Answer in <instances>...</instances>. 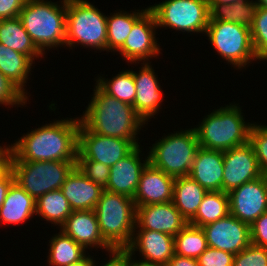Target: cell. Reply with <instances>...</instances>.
Listing matches in <instances>:
<instances>
[{"mask_svg":"<svg viewBox=\"0 0 267 266\" xmlns=\"http://www.w3.org/2000/svg\"><path fill=\"white\" fill-rule=\"evenodd\" d=\"M62 118L14 140L12 161H76L80 116Z\"/></svg>","mask_w":267,"mask_h":266,"instance_id":"1","label":"cell"},{"mask_svg":"<svg viewBox=\"0 0 267 266\" xmlns=\"http://www.w3.org/2000/svg\"><path fill=\"white\" fill-rule=\"evenodd\" d=\"M92 93L83 116L80 115L81 122L91 132L124 140H140V131L146 128V123L133 105L107 95L96 84Z\"/></svg>","mask_w":267,"mask_h":266,"instance_id":"2","label":"cell"},{"mask_svg":"<svg viewBox=\"0 0 267 266\" xmlns=\"http://www.w3.org/2000/svg\"><path fill=\"white\" fill-rule=\"evenodd\" d=\"M66 11L67 0H27L19 13L25 30L44 55L66 47Z\"/></svg>","mask_w":267,"mask_h":266,"instance_id":"3","label":"cell"},{"mask_svg":"<svg viewBox=\"0 0 267 266\" xmlns=\"http://www.w3.org/2000/svg\"><path fill=\"white\" fill-rule=\"evenodd\" d=\"M240 103L229 102L203 116L195 128L200 147L227 151L249 141L253 122H246Z\"/></svg>","mask_w":267,"mask_h":266,"instance_id":"4","label":"cell"},{"mask_svg":"<svg viewBox=\"0 0 267 266\" xmlns=\"http://www.w3.org/2000/svg\"><path fill=\"white\" fill-rule=\"evenodd\" d=\"M79 45L107 52V15L89 0H67L66 49Z\"/></svg>","mask_w":267,"mask_h":266,"instance_id":"5","label":"cell"},{"mask_svg":"<svg viewBox=\"0 0 267 266\" xmlns=\"http://www.w3.org/2000/svg\"><path fill=\"white\" fill-rule=\"evenodd\" d=\"M94 212L104 240L114 249H125L131 242L136 226L134 199L104 190Z\"/></svg>","mask_w":267,"mask_h":266,"instance_id":"6","label":"cell"},{"mask_svg":"<svg viewBox=\"0 0 267 266\" xmlns=\"http://www.w3.org/2000/svg\"><path fill=\"white\" fill-rule=\"evenodd\" d=\"M149 147V163L167 175L188 176L200 144L194 127L173 131ZM166 135V136H165Z\"/></svg>","mask_w":267,"mask_h":266,"instance_id":"7","label":"cell"},{"mask_svg":"<svg viewBox=\"0 0 267 266\" xmlns=\"http://www.w3.org/2000/svg\"><path fill=\"white\" fill-rule=\"evenodd\" d=\"M205 36L226 65L242 70L257 61L248 27L232 22L209 21ZM254 61V62H253Z\"/></svg>","mask_w":267,"mask_h":266,"instance_id":"8","label":"cell"},{"mask_svg":"<svg viewBox=\"0 0 267 266\" xmlns=\"http://www.w3.org/2000/svg\"><path fill=\"white\" fill-rule=\"evenodd\" d=\"M149 9L160 30L173 29L178 33L205 36L210 18L208 0H164L149 5Z\"/></svg>","mask_w":267,"mask_h":266,"instance_id":"9","label":"cell"},{"mask_svg":"<svg viewBox=\"0 0 267 266\" xmlns=\"http://www.w3.org/2000/svg\"><path fill=\"white\" fill-rule=\"evenodd\" d=\"M76 167V161H12L15 182L31 197L61 189L67 176Z\"/></svg>","mask_w":267,"mask_h":266,"instance_id":"10","label":"cell"},{"mask_svg":"<svg viewBox=\"0 0 267 266\" xmlns=\"http://www.w3.org/2000/svg\"><path fill=\"white\" fill-rule=\"evenodd\" d=\"M138 141L96 134L80 122L76 160H92L111 167L141 145Z\"/></svg>","mask_w":267,"mask_h":266,"instance_id":"11","label":"cell"},{"mask_svg":"<svg viewBox=\"0 0 267 266\" xmlns=\"http://www.w3.org/2000/svg\"><path fill=\"white\" fill-rule=\"evenodd\" d=\"M154 13L148 9L133 25L123 46L117 51L129 66V63L151 62L162 54ZM159 42V43H158Z\"/></svg>","mask_w":267,"mask_h":266,"instance_id":"12","label":"cell"},{"mask_svg":"<svg viewBox=\"0 0 267 266\" xmlns=\"http://www.w3.org/2000/svg\"><path fill=\"white\" fill-rule=\"evenodd\" d=\"M152 62L130 63L131 65H139V70H133V79L135 82L136 96L134 99V110L144 120L148 126L152 118L160 113L163 109L162 86L159 83L158 75L155 73Z\"/></svg>","mask_w":267,"mask_h":266,"instance_id":"13","label":"cell"},{"mask_svg":"<svg viewBox=\"0 0 267 266\" xmlns=\"http://www.w3.org/2000/svg\"><path fill=\"white\" fill-rule=\"evenodd\" d=\"M230 214L251 225L267 211V182L263 176L244 183L229 193Z\"/></svg>","mask_w":267,"mask_h":266,"instance_id":"14","label":"cell"},{"mask_svg":"<svg viewBox=\"0 0 267 266\" xmlns=\"http://www.w3.org/2000/svg\"><path fill=\"white\" fill-rule=\"evenodd\" d=\"M223 160V192L229 193L242 184L263 176L254 150L249 142L245 145L223 151Z\"/></svg>","mask_w":267,"mask_h":266,"instance_id":"15","label":"cell"},{"mask_svg":"<svg viewBox=\"0 0 267 266\" xmlns=\"http://www.w3.org/2000/svg\"><path fill=\"white\" fill-rule=\"evenodd\" d=\"M208 247L237 254L250 243V225L228 214L213 223L201 227Z\"/></svg>","mask_w":267,"mask_h":266,"instance_id":"16","label":"cell"},{"mask_svg":"<svg viewBox=\"0 0 267 266\" xmlns=\"http://www.w3.org/2000/svg\"><path fill=\"white\" fill-rule=\"evenodd\" d=\"M140 146L110 167L109 182L104 190L134 198L141 172L149 163L148 152L145 156Z\"/></svg>","mask_w":267,"mask_h":266,"instance_id":"17","label":"cell"},{"mask_svg":"<svg viewBox=\"0 0 267 266\" xmlns=\"http://www.w3.org/2000/svg\"><path fill=\"white\" fill-rule=\"evenodd\" d=\"M187 224L172 201L136 206L135 229L153 230L175 237Z\"/></svg>","mask_w":267,"mask_h":266,"instance_id":"18","label":"cell"},{"mask_svg":"<svg viewBox=\"0 0 267 266\" xmlns=\"http://www.w3.org/2000/svg\"><path fill=\"white\" fill-rule=\"evenodd\" d=\"M59 229L91 253L98 248L107 254L114 250L101 235L94 210L73 211Z\"/></svg>","mask_w":267,"mask_h":266,"instance_id":"19","label":"cell"},{"mask_svg":"<svg viewBox=\"0 0 267 266\" xmlns=\"http://www.w3.org/2000/svg\"><path fill=\"white\" fill-rule=\"evenodd\" d=\"M125 250L141 260L167 264L175 254L174 237L158 231L134 229L132 240Z\"/></svg>","mask_w":267,"mask_h":266,"instance_id":"20","label":"cell"},{"mask_svg":"<svg viewBox=\"0 0 267 266\" xmlns=\"http://www.w3.org/2000/svg\"><path fill=\"white\" fill-rule=\"evenodd\" d=\"M175 178L150 163L142 170L134 196L136 206L171 202Z\"/></svg>","mask_w":267,"mask_h":266,"instance_id":"21","label":"cell"},{"mask_svg":"<svg viewBox=\"0 0 267 266\" xmlns=\"http://www.w3.org/2000/svg\"><path fill=\"white\" fill-rule=\"evenodd\" d=\"M223 174V151L200 147L188 176L207 191H222Z\"/></svg>","mask_w":267,"mask_h":266,"instance_id":"22","label":"cell"},{"mask_svg":"<svg viewBox=\"0 0 267 266\" xmlns=\"http://www.w3.org/2000/svg\"><path fill=\"white\" fill-rule=\"evenodd\" d=\"M61 191L73 211H82L94 210L104 189L75 167L64 181Z\"/></svg>","mask_w":267,"mask_h":266,"instance_id":"23","label":"cell"},{"mask_svg":"<svg viewBox=\"0 0 267 266\" xmlns=\"http://www.w3.org/2000/svg\"><path fill=\"white\" fill-rule=\"evenodd\" d=\"M36 216V200L15 181L0 207V226H20Z\"/></svg>","mask_w":267,"mask_h":266,"instance_id":"24","label":"cell"},{"mask_svg":"<svg viewBox=\"0 0 267 266\" xmlns=\"http://www.w3.org/2000/svg\"><path fill=\"white\" fill-rule=\"evenodd\" d=\"M33 66V67H32ZM35 63L27 56L0 43V72L28 100L31 94L26 88Z\"/></svg>","mask_w":267,"mask_h":266,"instance_id":"25","label":"cell"},{"mask_svg":"<svg viewBox=\"0 0 267 266\" xmlns=\"http://www.w3.org/2000/svg\"><path fill=\"white\" fill-rule=\"evenodd\" d=\"M0 43L27 55L34 63L37 59L45 58L33 43L19 17L0 20Z\"/></svg>","mask_w":267,"mask_h":266,"instance_id":"26","label":"cell"},{"mask_svg":"<svg viewBox=\"0 0 267 266\" xmlns=\"http://www.w3.org/2000/svg\"><path fill=\"white\" fill-rule=\"evenodd\" d=\"M207 192L205 188L189 176L176 177L172 203L189 222L196 215Z\"/></svg>","mask_w":267,"mask_h":266,"instance_id":"27","label":"cell"},{"mask_svg":"<svg viewBox=\"0 0 267 266\" xmlns=\"http://www.w3.org/2000/svg\"><path fill=\"white\" fill-rule=\"evenodd\" d=\"M149 9H134L130 11L115 10L107 15V53H116L124 44L134 23Z\"/></svg>","mask_w":267,"mask_h":266,"instance_id":"28","label":"cell"},{"mask_svg":"<svg viewBox=\"0 0 267 266\" xmlns=\"http://www.w3.org/2000/svg\"><path fill=\"white\" fill-rule=\"evenodd\" d=\"M48 241V266H68L82 260L89 252L60 229Z\"/></svg>","mask_w":267,"mask_h":266,"instance_id":"29","label":"cell"},{"mask_svg":"<svg viewBox=\"0 0 267 266\" xmlns=\"http://www.w3.org/2000/svg\"><path fill=\"white\" fill-rule=\"evenodd\" d=\"M72 212L61 189L50 191L36 200V216L53 224V227L60 228Z\"/></svg>","mask_w":267,"mask_h":266,"instance_id":"30","label":"cell"},{"mask_svg":"<svg viewBox=\"0 0 267 266\" xmlns=\"http://www.w3.org/2000/svg\"><path fill=\"white\" fill-rule=\"evenodd\" d=\"M210 9L209 21L232 22L249 29L253 25L258 5L256 0H242L230 5L208 4Z\"/></svg>","mask_w":267,"mask_h":266,"instance_id":"31","label":"cell"},{"mask_svg":"<svg viewBox=\"0 0 267 266\" xmlns=\"http://www.w3.org/2000/svg\"><path fill=\"white\" fill-rule=\"evenodd\" d=\"M230 214L229 195L223 191H208L198 208L196 215L188 222L203 227Z\"/></svg>","mask_w":267,"mask_h":266,"instance_id":"32","label":"cell"},{"mask_svg":"<svg viewBox=\"0 0 267 266\" xmlns=\"http://www.w3.org/2000/svg\"><path fill=\"white\" fill-rule=\"evenodd\" d=\"M102 75V76H101ZM94 78L95 84L107 95L133 105L136 96L133 69L121 70L111 79L101 74Z\"/></svg>","mask_w":267,"mask_h":266,"instance_id":"33","label":"cell"},{"mask_svg":"<svg viewBox=\"0 0 267 266\" xmlns=\"http://www.w3.org/2000/svg\"><path fill=\"white\" fill-rule=\"evenodd\" d=\"M174 244L175 254L195 259L208 248L202 228L189 223L174 237Z\"/></svg>","mask_w":267,"mask_h":266,"instance_id":"34","label":"cell"},{"mask_svg":"<svg viewBox=\"0 0 267 266\" xmlns=\"http://www.w3.org/2000/svg\"><path fill=\"white\" fill-rule=\"evenodd\" d=\"M250 32L257 60L267 62V7L258 6Z\"/></svg>","mask_w":267,"mask_h":266,"instance_id":"35","label":"cell"},{"mask_svg":"<svg viewBox=\"0 0 267 266\" xmlns=\"http://www.w3.org/2000/svg\"><path fill=\"white\" fill-rule=\"evenodd\" d=\"M253 122L249 131V144L254 150L262 175L267 174V125Z\"/></svg>","mask_w":267,"mask_h":266,"instance_id":"36","label":"cell"},{"mask_svg":"<svg viewBox=\"0 0 267 266\" xmlns=\"http://www.w3.org/2000/svg\"><path fill=\"white\" fill-rule=\"evenodd\" d=\"M76 167L87 178L105 189L109 182L110 166L92 160H76Z\"/></svg>","mask_w":267,"mask_h":266,"instance_id":"37","label":"cell"},{"mask_svg":"<svg viewBox=\"0 0 267 266\" xmlns=\"http://www.w3.org/2000/svg\"><path fill=\"white\" fill-rule=\"evenodd\" d=\"M232 266H267V248L250 243L234 255Z\"/></svg>","mask_w":267,"mask_h":266,"instance_id":"38","label":"cell"},{"mask_svg":"<svg viewBox=\"0 0 267 266\" xmlns=\"http://www.w3.org/2000/svg\"><path fill=\"white\" fill-rule=\"evenodd\" d=\"M28 100L9 80L0 72V107H26Z\"/></svg>","mask_w":267,"mask_h":266,"instance_id":"39","label":"cell"},{"mask_svg":"<svg viewBox=\"0 0 267 266\" xmlns=\"http://www.w3.org/2000/svg\"><path fill=\"white\" fill-rule=\"evenodd\" d=\"M234 254L208 247L198 258L199 266H232Z\"/></svg>","mask_w":267,"mask_h":266,"instance_id":"40","label":"cell"},{"mask_svg":"<svg viewBox=\"0 0 267 266\" xmlns=\"http://www.w3.org/2000/svg\"><path fill=\"white\" fill-rule=\"evenodd\" d=\"M251 243L267 248V211L250 225Z\"/></svg>","mask_w":267,"mask_h":266,"instance_id":"41","label":"cell"},{"mask_svg":"<svg viewBox=\"0 0 267 266\" xmlns=\"http://www.w3.org/2000/svg\"><path fill=\"white\" fill-rule=\"evenodd\" d=\"M26 1L27 0H0V20L18 17Z\"/></svg>","mask_w":267,"mask_h":266,"instance_id":"42","label":"cell"},{"mask_svg":"<svg viewBox=\"0 0 267 266\" xmlns=\"http://www.w3.org/2000/svg\"><path fill=\"white\" fill-rule=\"evenodd\" d=\"M102 260L107 261H100L104 263H99L95 260L94 266H129L128 252L125 249L113 250Z\"/></svg>","mask_w":267,"mask_h":266,"instance_id":"43","label":"cell"},{"mask_svg":"<svg viewBox=\"0 0 267 266\" xmlns=\"http://www.w3.org/2000/svg\"><path fill=\"white\" fill-rule=\"evenodd\" d=\"M13 144H0V173L11 169Z\"/></svg>","mask_w":267,"mask_h":266,"instance_id":"44","label":"cell"},{"mask_svg":"<svg viewBox=\"0 0 267 266\" xmlns=\"http://www.w3.org/2000/svg\"><path fill=\"white\" fill-rule=\"evenodd\" d=\"M15 181L12 170L0 173V207L2 206L11 184Z\"/></svg>","mask_w":267,"mask_h":266,"instance_id":"45","label":"cell"},{"mask_svg":"<svg viewBox=\"0 0 267 266\" xmlns=\"http://www.w3.org/2000/svg\"><path fill=\"white\" fill-rule=\"evenodd\" d=\"M166 266H199L197 259L190 257H182L177 254L168 261Z\"/></svg>","mask_w":267,"mask_h":266,"instance_id":"46","label":"cell"},{"mask_svg":"<svg viewBox=\"0 0 267 266\" xmlns=\"http://www.w3.org/2000/svg\"><path fill=\"white\" fill-rule=\"evenodd\" d=\"M128 260H129V266H166L165 264L148 262L141 259L137 260L136 255L132 256L129 253H128Z\"/></svg>","mask_w":267,"mask_h":266,"instance_id":"47","label":"cell"},{"mask_svg":"<svg viewBox=\"0 0 267 266\" xmlns=\"http://www.w3.org/2000/svg\"><path fill=\"white\" fill-rule=\"evenodd\" d=\"M94 255L88 253L82 260L72 263L68 266H94L95 263Z\"/></svg>","mask_w":267,"mask_h":266,"instance_id":"48","label":"cell"},{"mask_svg":"<svg viewBox=\"0 0 267 266\" xmlns=\"http://www.w3.org/2000/svg\"><path fill=\"white\" fill-rule=\"evenodd\" d=\"M242 0H208V4H224L230 5L231 3H236Z\"/></svg>","mask_w":267,"mask_h":266,"instance_id":"49","label":"cell"},{"mask_svg":"<svg viewBox=\"0 0 267 266\" xmlns=\"http://www.w3.org/2000/svg\"><path fill=\"white\" fill-rule=\"evenodd\" d=\"M258 6L267 7V0H256Z\"/></svg>","mask_w":267,"mask_h":266,"instance_id":"50","label":"cell"}]
</instances>
